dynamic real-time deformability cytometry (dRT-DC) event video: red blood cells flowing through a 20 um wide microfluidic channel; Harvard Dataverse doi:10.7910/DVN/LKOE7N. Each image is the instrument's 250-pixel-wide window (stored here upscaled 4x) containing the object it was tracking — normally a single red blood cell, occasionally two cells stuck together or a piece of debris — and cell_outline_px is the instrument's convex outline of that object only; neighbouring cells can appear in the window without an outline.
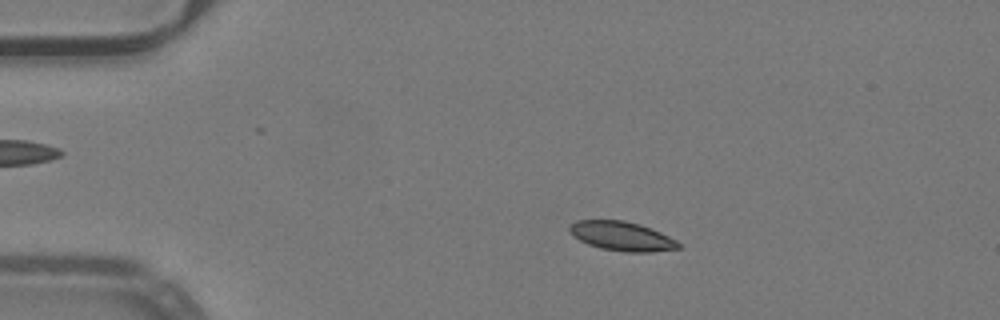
{"species": "common noctule bat (a hibernating species)", "species_latin": "Nyctalus noctula", "temperature_condition": "warm", "stored_images_in_passage": 51, "camera_frame_rate_fps": 3000, "um_per_image_px": 0.085, "animal": {"sex": "male", "body_mass_g": 19.2, "forearm_length_mm": 51.8}, "frame": {"image": 1, "passage_image": 10, "time_ms": 3.0, "image_size_px": [1000, 320], "cell_outline_px": [[680, 248], [652, 252], [624, 252], [600, 248], [588, 244], [572, 236], [568, 228], [576, 220], [624, 220], [640, 224], [660, 232], [676, 240], [680, 244]], "centroid_in_image_um": [52.84, 20.07], "position_along_channel_um": 32.2, "area_um2": 18.55}}
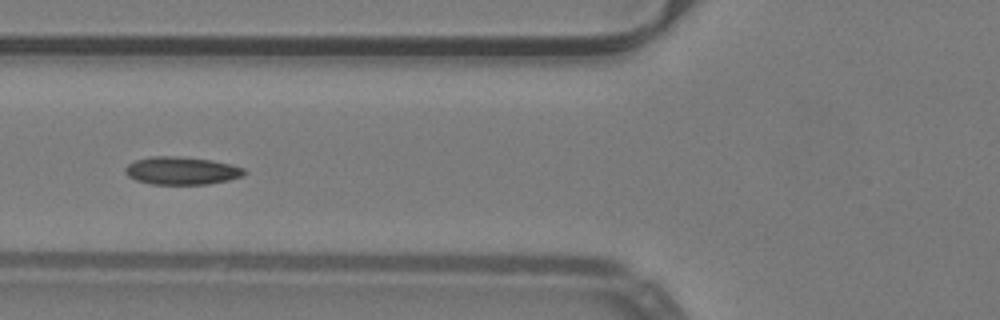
{"frame": {"image": 2, "passage_image": 20, "time_ms": 6.333, "image_size_px": [1000, 320], "cell_outline_px": [[248, 172], [244, 176], [228, 180], [208, 184], [152, 184], [136, 180], [128, 176], [124, 172], [124, 168], [128, 164], [136, 160], [152, 156], [176, 156], [212, 160], [232, 164], [244, 168]], "centroid_in_image_um": [15.46, 14.51], "position_along_channel_um": 110.3, "area_um2": 19.42}}
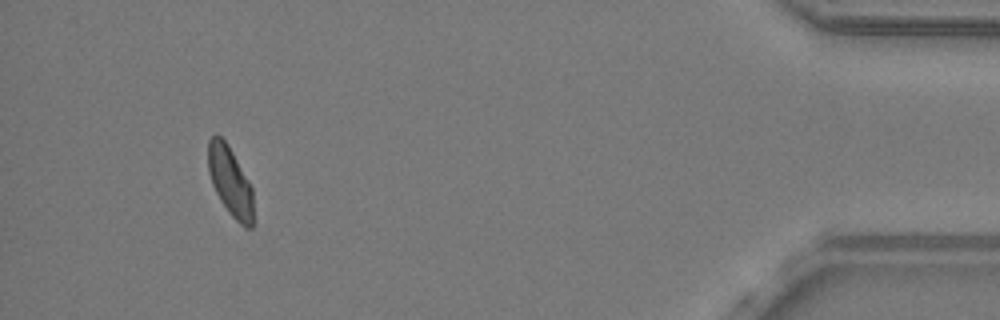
{"frame": {"image": 3, "passage_image": 48, "time_ms": 15.667, "image_size_px": [1000, 320], "cell_outline_px": [[252, 228], [244, 228], [228, 212], [220, 200], [212, 184], [208, 172], [208, 140], [216, 132], [228, 144], [248, 180], [252, 188]], "centroid_in_image_um": [19.54, 15.4], "position_along_channel_um": 415.7, "area_um2": 18.21}, "authors_computed_cell_mechanics": {"area_um2": 18.5538, "velocity_mm_per_s": 3.997, "shape_relaxation_time_tau1_ms": 3.1782, "shape_relaxation_time_tau2_ms": 4.6092, "deformation_change_tau1": 0.1011, "deformation_change_tau2": 0.0944}}